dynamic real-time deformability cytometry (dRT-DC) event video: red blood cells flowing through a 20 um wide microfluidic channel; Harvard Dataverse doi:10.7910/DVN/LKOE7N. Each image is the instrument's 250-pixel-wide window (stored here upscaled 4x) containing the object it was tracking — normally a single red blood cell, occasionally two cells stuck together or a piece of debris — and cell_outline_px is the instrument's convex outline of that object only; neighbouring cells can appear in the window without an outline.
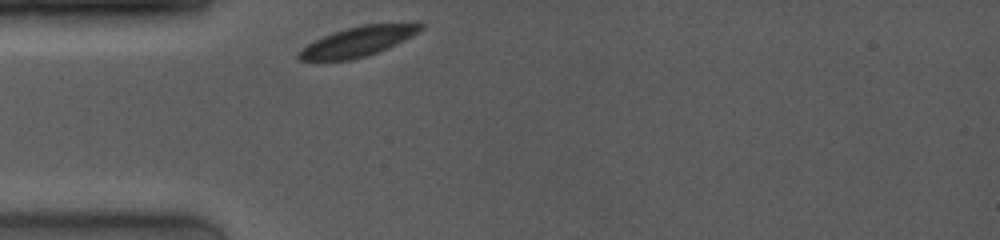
{"species": "common noctule bat (a hibernating species)", "species_latin": "Nyctalus noctula", "temperature_condition": "room temperature", "stored_images_in_passage": 1, "camera_frame_rate_fps": 4000, "um_per_image_px": 0.085, "animal": {"sex": "female", "body_mass_g": 19.0, "forearm_length_mm": 53.3}, "frame": {"image": 1, "passage_image": 1, "time_ms": 0.0, "image_size_px": [1000, 240], "cell_outline_px": [[424, 28], [396, 44], [376, 52], [352, 60], [300, 60], [296, 56], [296, 52], [308, 44], [332, 32], [364, 24], [420, 20], [424, 24]], "centroid_in_image_um": [30.51, 3.48], "position_along_channel_um": 54.5, "area_um2": 21.39}}